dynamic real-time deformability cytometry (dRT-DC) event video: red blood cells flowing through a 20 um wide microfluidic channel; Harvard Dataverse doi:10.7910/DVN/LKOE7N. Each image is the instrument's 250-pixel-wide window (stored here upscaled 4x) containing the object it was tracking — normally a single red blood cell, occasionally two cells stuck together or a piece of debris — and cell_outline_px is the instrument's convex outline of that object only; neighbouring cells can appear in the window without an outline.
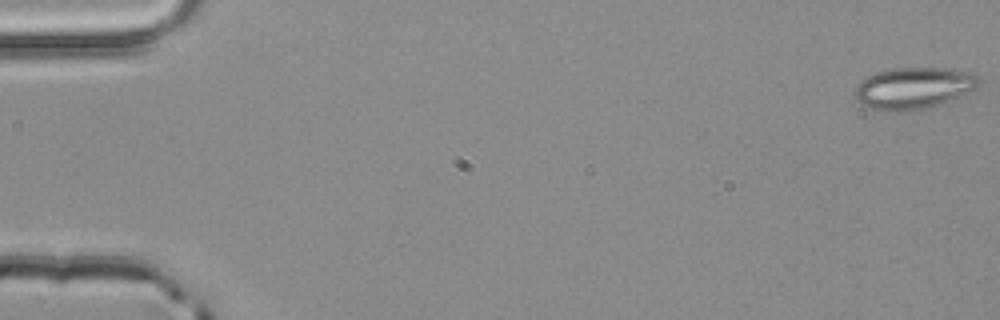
{"species": "common noctule bat (a hibernating species)", "species_latin": "Nyctalus noctula", "temperature_condition": "room temperature", "stored_images_in_passage": 54, "camera_frame_rate_fps": 3000, "um_per_image_px": 0.085, "animal": {"sex": "male", "body_mass_g": 20.4}, "frame": {"image": 1, "passage_image": 1, "time_ms": 0.0, "image_size_px": [1000, 320], "cell_outline_px": [[980, 84], [976, 88], [948, 100], [924, 108], [904, 112], [884, 112], [868, 108], [856, 100], [856, 84], [860, 80], [876, 72], [892, 68], [944, 68], [972, 72], [980, 76]], "centroid_in_image_um": [77.62, 7.49], "position_along_channel_um": 7.4, "area_um2": 30.11}}
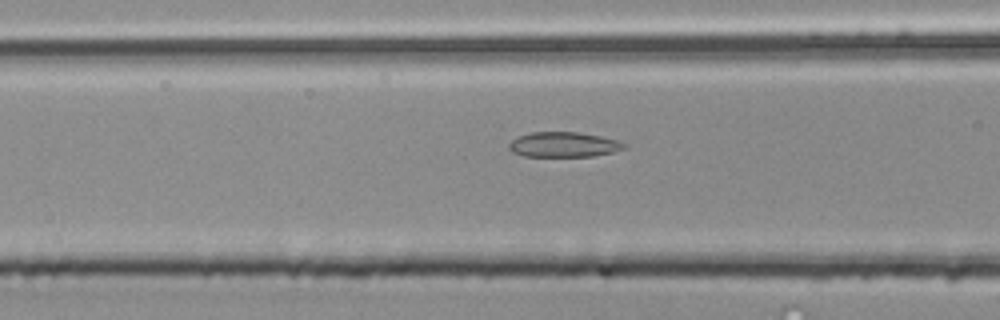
{"frame": {"image": 2, "passage_image": 22, "time_ms": 7.0, "image_size_px": [1000, 320], "cell_outline_px": [[628, 148], [612, 152], [592, 156], [524, 156], [512, 152], [508, 148], [508, 144], [516, 136], [532, 132], [580, 132], [600, 136], [616, 140], [628, 144]], "centroid_in_image_um": [47.91, 12.28], "position_along_channel_um": 118.7, "area_um2": 16.94}}
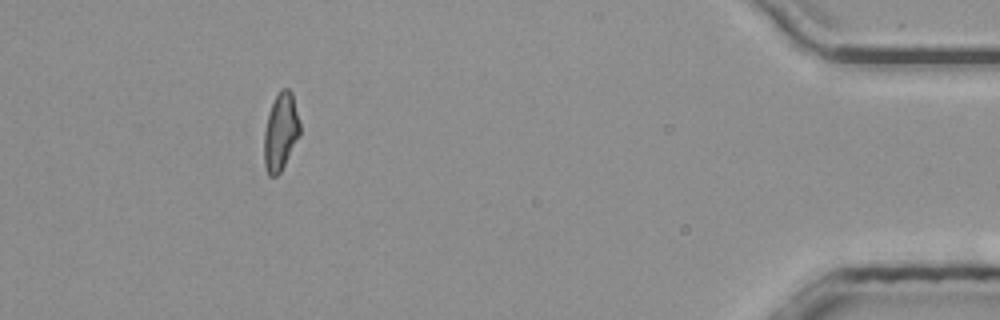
{"frame": {"image": 3, "passage_image": 49, "time_ms": 16.0, "image_size_px": [1000, 320], "cell_outline_px": [[300, 136], [280, 172], [276, 176], [268, 176], [264, 164], [264, 132], [268, 116], [272, 104], [280, 88], [288, 88], [292, 92], [300, 124]], "centroid_in_image_um": [23.86, 11.21], "position_along_channel_um": 411.3, "area_um2": 16.13}, "authors_computed_cell_mechanics": {"area_um2": 16.8776, "velocity_mm_per_s": 3.953, "shape_relaxation_time_tau1_ms": 6.5104, "shape_relaxation_time_tau2_ms": 1.9986, "deformation_change_tau1": 0.1572, "deformation_change_tau2": 0.1058}}